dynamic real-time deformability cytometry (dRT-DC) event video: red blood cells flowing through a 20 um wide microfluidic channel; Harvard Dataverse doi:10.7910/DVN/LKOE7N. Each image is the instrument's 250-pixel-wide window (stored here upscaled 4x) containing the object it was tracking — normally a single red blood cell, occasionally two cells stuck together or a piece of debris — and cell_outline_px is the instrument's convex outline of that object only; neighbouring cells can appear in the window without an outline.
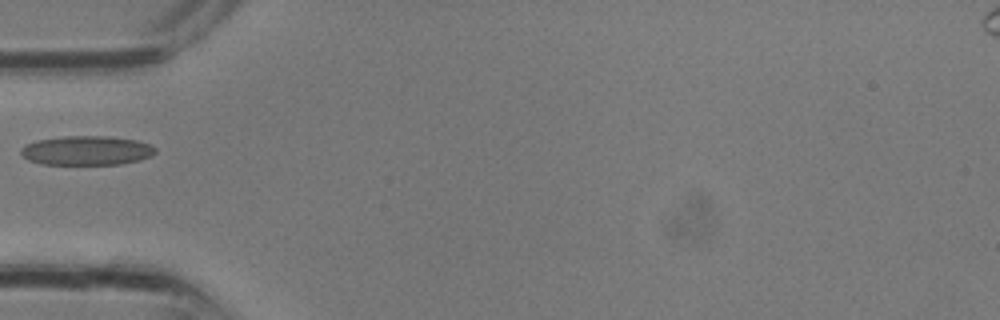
{"species": "common noctule bat (a hibernating species)", "species_latin": "Nyctalus noctula", "temperature_condition": "room temperature", "stored_images_in_passage": 2, "camera_frame_rate_fps": 3000, "um_per_image_px": 0.085, "animal": {"sex": "male", "body_mass_g": 13.3}, "frame": {"image": 1, "passage_image": 1, "time_ms": 0.0, "image_size_px": [1000, 320], "cell_outline_px": [[156, 152], [152, 156], [140, 160], [120, 164], [40, 164], [28, 160], [20, 152], [20, 148], [24, 144], [36, 140], [64, 136], [108, 136], [136, 140], [148, 144], [156, 148]], "centroid_in_image_um": [7.34, 12.79], "position_along_channel_um": 77.7, "area_um2": 23.06}}